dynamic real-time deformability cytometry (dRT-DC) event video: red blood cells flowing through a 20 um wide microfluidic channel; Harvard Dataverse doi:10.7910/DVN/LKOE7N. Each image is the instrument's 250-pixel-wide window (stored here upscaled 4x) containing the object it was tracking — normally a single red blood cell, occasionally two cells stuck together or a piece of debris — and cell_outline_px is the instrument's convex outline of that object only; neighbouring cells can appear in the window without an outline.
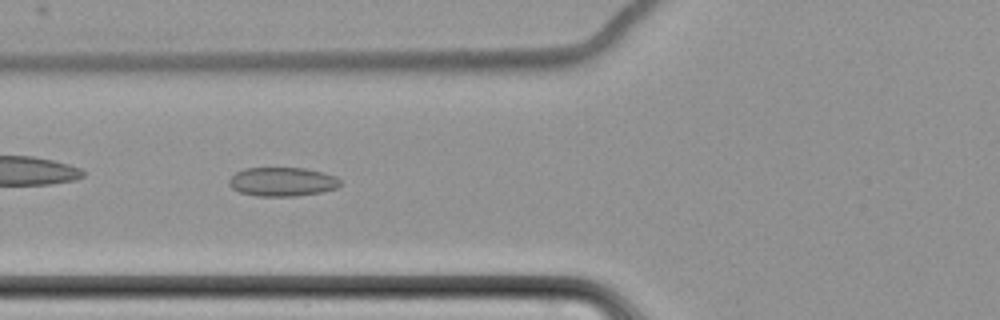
{"species": "common noctule bat (a hibernating species)", "species_latin": "Nyctalus noctula", "temperature_condition": "cold", "stored_images_in_passage": 9, "camera_frame_rate_fps": 3000, "um_per_image_px": 0.085, "animal": {"sex": "female", "body_mass_g": 22.7, "forearm_length_mm": 54.2}, "frame": {"image": 1, "passage_image": 8, "time_ms": 8.333, "image_size_px": [1000, 320], "cell_outline_px": [[340, 184], [336, 188], [324, 192], [296, 196], [256, 196], [240, 192], [232, 188], [228, 184], [228, 180], [236, 172], [244, 168], [304, 168], [324, 172], [336, 176], [340, 180]], "centroid_in_image_um": [24.0, 15.45], "position_along_channel_um": 101.8, "area_um2": 18.9}}